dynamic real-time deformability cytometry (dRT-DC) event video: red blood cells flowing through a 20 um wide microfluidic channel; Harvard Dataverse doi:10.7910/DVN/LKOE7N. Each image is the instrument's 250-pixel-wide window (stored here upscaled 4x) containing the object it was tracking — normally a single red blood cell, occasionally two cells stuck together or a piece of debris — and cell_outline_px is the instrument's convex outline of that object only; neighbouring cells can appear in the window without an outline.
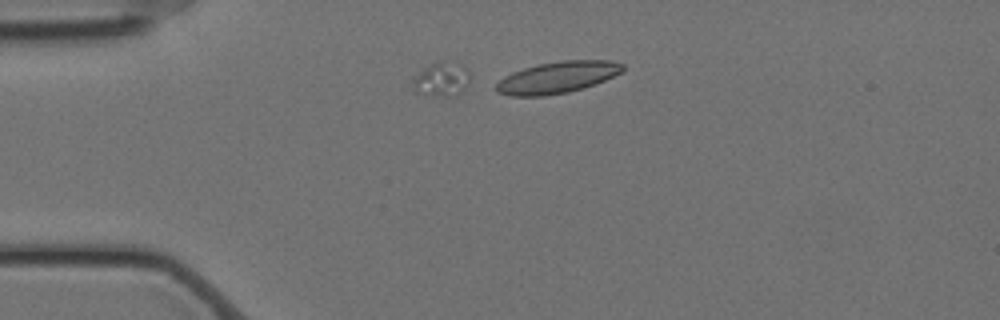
{"species": "Egyptian fruit bat (a non-hibernating species)", "species_latin": "Rousettus aegyptiacus", "temperature_condition": "cold", "stored_images_in_passage": 7, "segment_of_instrument_passage": [1, 3], "camera_frame_rate_fps": 3000, "um_per_image_px": 0.085, "animal": {"sex": "female"}, "frame": {"image": 1, "passage_image": 1, "time_ms": 0.0, "image_size_px": [1000, 320], "cell_outline_px": [[624, 68], [620, 72], [604, 80], [584, 88], [568, 92], [544, 96], [508, 96], [496, 92], [496, 84], [504, 76], [512, 72], [524, 68], [540, 64], [560, 60], [612, 60], [624, 64]], "centroid_in_image_um": [47.35, 6.58], "position_along_channel_um": 37.6, "area_um2": 23.29}}